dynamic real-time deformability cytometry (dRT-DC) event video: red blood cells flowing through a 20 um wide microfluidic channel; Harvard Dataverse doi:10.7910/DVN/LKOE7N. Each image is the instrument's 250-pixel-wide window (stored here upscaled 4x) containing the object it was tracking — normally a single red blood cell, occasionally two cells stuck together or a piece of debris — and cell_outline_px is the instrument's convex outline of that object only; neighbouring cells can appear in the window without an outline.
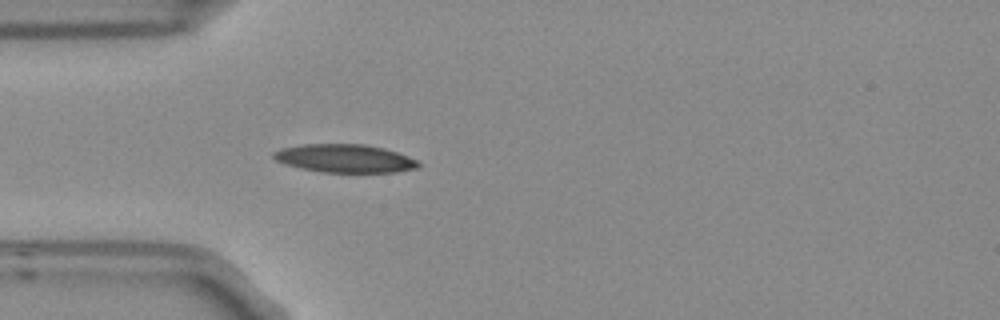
{"species": "Egyptian fruit bat (a non-hibernating species)", "species_latin": "Rousettus aegyptiacus", "temperature_condition": "room temperature", "stored_images_in_passage": 1, "camera_frame_rate_fps": 3000, "um_per_image_px": 0.085, "frame": {"image": 1, "passage_image": 1, "time_ms": 0.0, "image_size_px": [1000, 320], "cell_outline_px": [[420, 168], [396, 172], [324, 172], [284, 164], [276, 160], [272, 156], [272, 152], [280, 148], [304, 144], [364, 144], [384, 148], [420, 160]], "centroid_in_image_um": [29.34, 13.46], "position_along_channel_um": 55.7, "area_um2": 23.87}}